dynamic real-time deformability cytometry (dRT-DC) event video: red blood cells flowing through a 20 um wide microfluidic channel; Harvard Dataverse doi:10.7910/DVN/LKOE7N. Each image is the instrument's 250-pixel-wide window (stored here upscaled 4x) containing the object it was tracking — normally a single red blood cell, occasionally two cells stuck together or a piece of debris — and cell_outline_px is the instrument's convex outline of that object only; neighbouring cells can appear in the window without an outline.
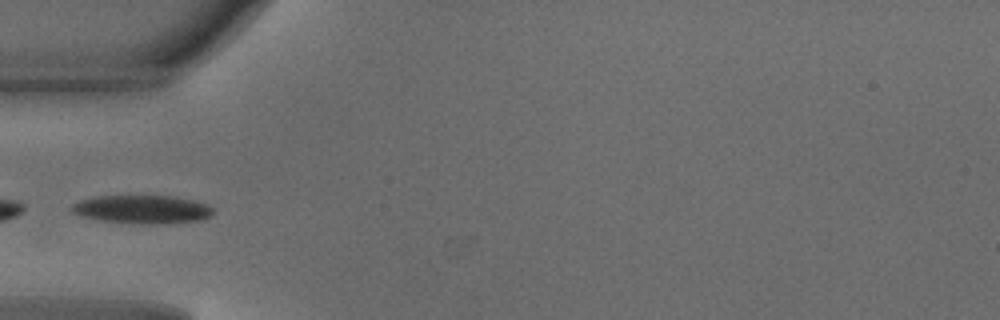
{"species": "common noctule bat (a hibernating species)", "species_latin": "Nyctalus noctula", "temperature_condition": "warm", "stored_images_in_passage": 3, "camera_frame_rate_fps": 3000, "um_per_image_px": 0.085, "animal": {"sex": "male", "body_mass_g": 18.8}, "frame": {"image": 1, "passage_image": 1, "time_ms": 0.0, "image_size_px": [1000, 320], "cell_outline_px": [[212, 216], [204, 220], [160, 224], [144, 224], [96, 220], [80, 216], [72, 212], [72, 204], [80, 200], [96, 196], [172, 196], [192, 200], [208, 204], [212, 208]], "centroid_in_image_um": [12.1, 17.8], "position_along_channel_um": 72.9, "area_um2": 23.52}}